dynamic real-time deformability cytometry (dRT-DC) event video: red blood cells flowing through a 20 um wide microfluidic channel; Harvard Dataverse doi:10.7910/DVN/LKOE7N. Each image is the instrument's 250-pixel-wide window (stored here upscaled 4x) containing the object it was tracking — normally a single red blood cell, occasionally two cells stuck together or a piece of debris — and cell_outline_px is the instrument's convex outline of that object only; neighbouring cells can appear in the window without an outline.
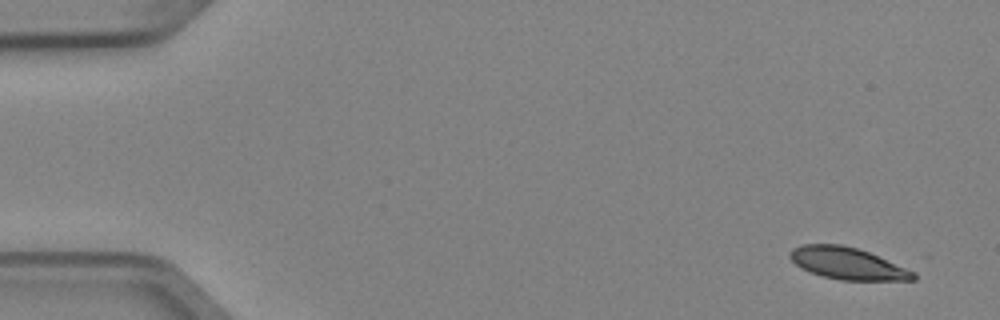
{"species": "Egyptian fruit bat (a non-hibernating species)", "species_latin": "Rousettus aegyptiacus", "temperature_condition": "cold", "stored_images_in_passage": 5, "camera_frame_rate_fps": 3000, "um_per_image_px": 0.085, "animal": {"sex": "female"}, "frame": {"image": 1, "passage_image": 1, "time_ms": 0.0, "image_size_px": [1000, 320], "cell_outline_px": [[916, 280], [840, 280], [824, 276], [800, 268], [788, 256], [788, 252], [792, 248], [804, 244], [840, 244], [856, 248], [868, 252], [916, 272]], "centroid_in_image_um": [72.02, 22.39], "position_along_channel_um": 13.0, "area_um2": 22.77}}
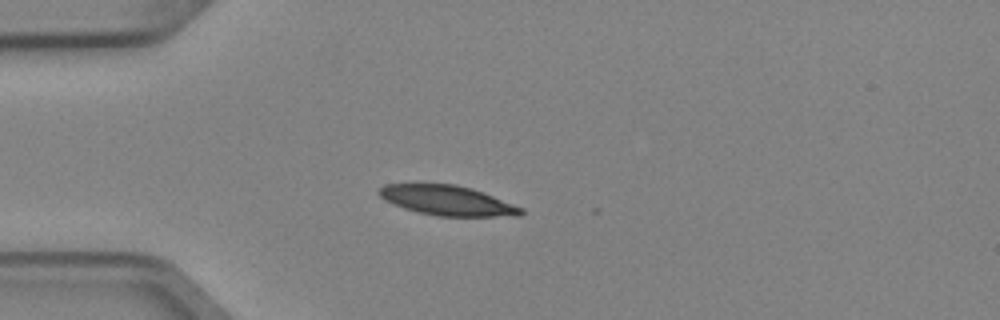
{"frame": {"image": 2, "passage_image": 4, "time_ms": 1.0, "image_size_px": [1000, 320], "cell_outline_px": [[524, 212], [520, 216], [440, 216], [420, 212], [404, 208], [384, 200], [376, 192], [384, 184], [456, 184], [472, 188], [524, 208]], "centroid_in_image_um": [38.03, 17.03], "position_along_channel_um": 47.0, "area_um2": 24.57}}